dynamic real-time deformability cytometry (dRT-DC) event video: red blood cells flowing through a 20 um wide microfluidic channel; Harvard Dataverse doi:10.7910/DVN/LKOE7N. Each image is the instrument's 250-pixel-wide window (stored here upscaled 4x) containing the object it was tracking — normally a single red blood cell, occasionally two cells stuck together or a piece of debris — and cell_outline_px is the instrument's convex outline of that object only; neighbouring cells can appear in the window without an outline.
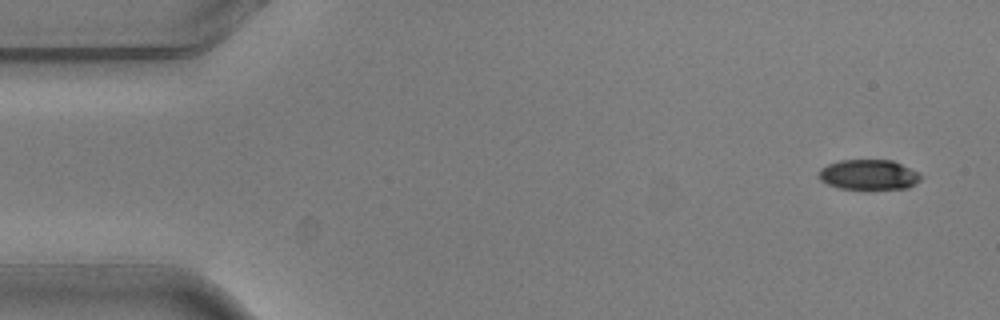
{"species": "common noctule bat (a hibernating species)", "species_latin": "Nyctalus noctula", "temperature_condition": "warm", "stored_images_in_passage": 5, "camera_frame_rate_fps": 3000, "um_per_image_px": 0.085, "animal": {"sex": "male", "body_mass_g": 20.5, "forearm_length_mm": 52.5}, "frame": {"image": 1, "passage_image": 1, "time_ms": 0.0, "image_size_px": [1000, 320], "cell_outline_px": [[924, 176], [916, 184], [908, 188], [840, 188], [828, 184], [820, 180], [820, 168], [828, 164], [840, 160], [892, 160], [920, 172]], "centroid_in_image_um": [73.9, 14.83], "position_along_channel_um": 11.1, "area_um2": 17.8}}